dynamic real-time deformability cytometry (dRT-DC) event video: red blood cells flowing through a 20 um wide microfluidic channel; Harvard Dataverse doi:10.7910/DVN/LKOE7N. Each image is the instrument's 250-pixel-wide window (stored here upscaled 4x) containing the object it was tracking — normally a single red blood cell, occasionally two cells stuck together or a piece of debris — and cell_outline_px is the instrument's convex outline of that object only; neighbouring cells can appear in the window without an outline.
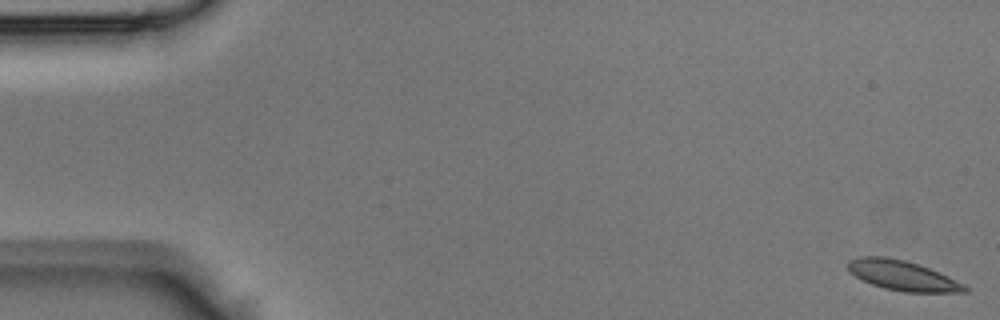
{"species": "Egyptian fruit bat (a non-hibernating species)", "species_latin": "Rousettus aegyptiacus", "temperature_condition": "room temperature", "stored_images_in_passage": 45, "camera_frame_rate_fps": 3000, "um_per_image_px": 0.085, "animal": {"sex": "male"}, "frame": {"image": 1, "passage_image": 1, "time_ms": 0.0, "image_size_px": [1000, 320], "cell_outline_px": [[968, 292], [904, 292], [884, 288], [872, 284], [856, 276], [848, 268], [848, 260], [860, 256], [884, 256], [904, 260], [920, 264], [940, 272], [964, 284], [968, 288]], "centroid_in_image_um": [76.74, 23.41], "position_along_channel_um": 8.3, "area_um2": 20.29}}
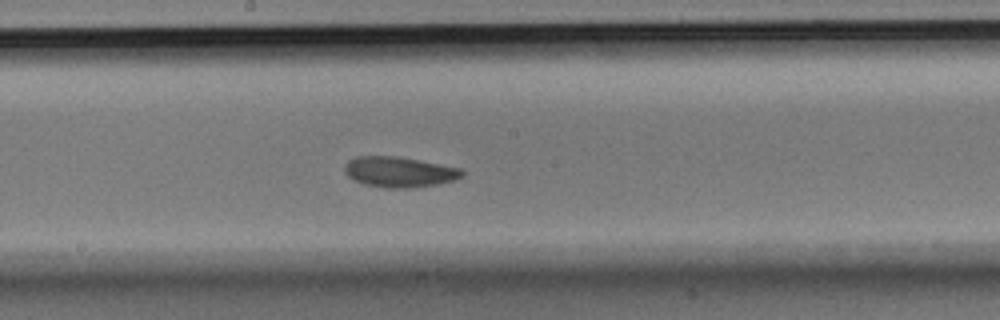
{"frame": {"image": 2, "passage_image": 24, "time_ms": 7.667, "image_size_px": [1000, 320], "cell_outline_px": [[464, 176], [456, 180], [440, 184], [408, 188], [384, 188], [364, 184], [348, 176], [344, 172], [344, 164], [348, 160], [356, 156], [396, 156], [460, 168], [464, 172]], "centroid_in_image_um": [33.93, 14.62], "position_along_channel_um": 214.3, "area_um2": 20.92}}
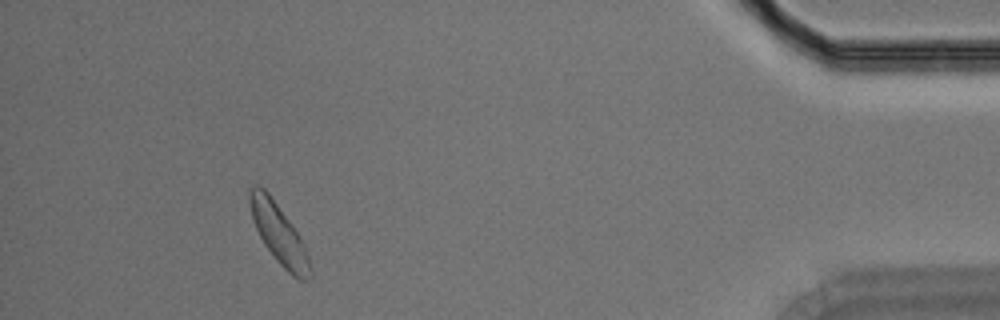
{"frame": {"image": 3, "passage_image": 41, "time_ms": 13.333, "image_size_px": [1000, 320], "cell_outline_px": [[312, 272], [308, 280], [300, 280], [292, 276], [276, 260], [264, 244], [256, 228], [252, 216], [248, 200], [248, 192], [252, 184], [260, 184], [268, 192], [292, 224], [300, 236], [308, 256], [312, 268]], "centroid_in_image_um": [23.69, 19.85], "position_along_channel_um": 411.5, "area_um2": 21.04}}